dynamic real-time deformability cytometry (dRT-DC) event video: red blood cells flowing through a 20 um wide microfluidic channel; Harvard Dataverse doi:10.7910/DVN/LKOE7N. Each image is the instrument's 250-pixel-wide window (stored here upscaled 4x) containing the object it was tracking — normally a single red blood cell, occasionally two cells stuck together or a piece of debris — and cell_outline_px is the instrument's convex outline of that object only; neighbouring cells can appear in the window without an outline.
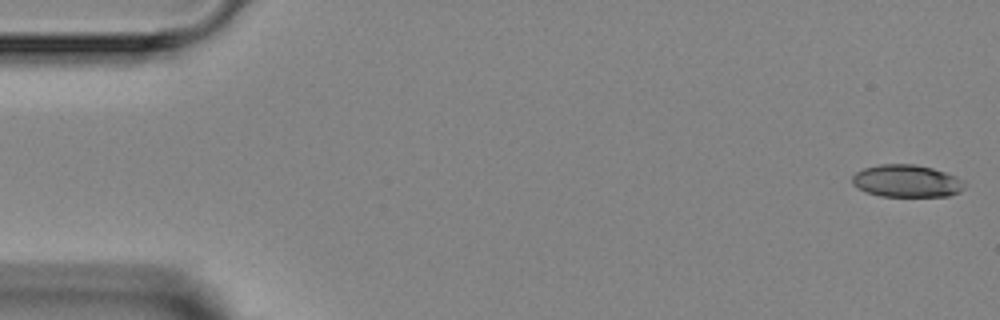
{"species": "Egyptian fruit bat (a non-hibernating species)", "species_latin": "Rousettus aegyptiacus", "temperature_condition": "room temperature", "stored_images_in_passage": 6, "camera_frame_rate_fps": 3000, "um_per_image_px": 0.085, "animal": {"sex": "female"}, "frame": {"image": 1, "passage_image": 1, "time_ms": 0.0, "image_size_px": [1000, 320], "cell_outline_px": [[964, 188], [960, 192], [948, 196], [880, 196], [864, 192], [852, 184], [852, 176], [856, 172], [864, 168], [880, 164], [912, 164], [932, 168], [956, 176], [964, 180]], "centroid_in_image_um": [77.05, 15.39], "position_along_channel_um": 7.9, "area_um2": 21.27}}
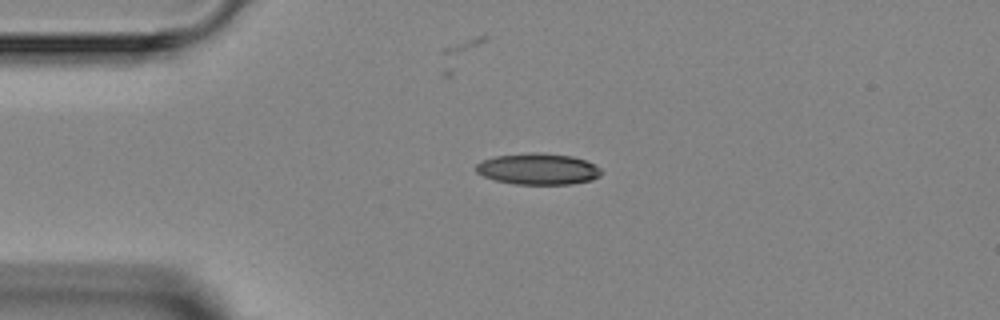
{"frame": {"image": 2, "passage_image": 4, "time_ms": 3.333, "image_size_px": [1000, 320], "cell_outline_px": [[600, 176], [592, 180], [572, 184], [516, 184], [496, 180], [484, 176], [476, 172], [476, 164], [480, 160], [496, 156], [532, 152], [540, 152], [572, 156], [584, 160], [600, 168]], "centroid_in_image_um": [45.71, 14.36], "position_along_channel_um": 39.3, "area_um2": 22.77}}
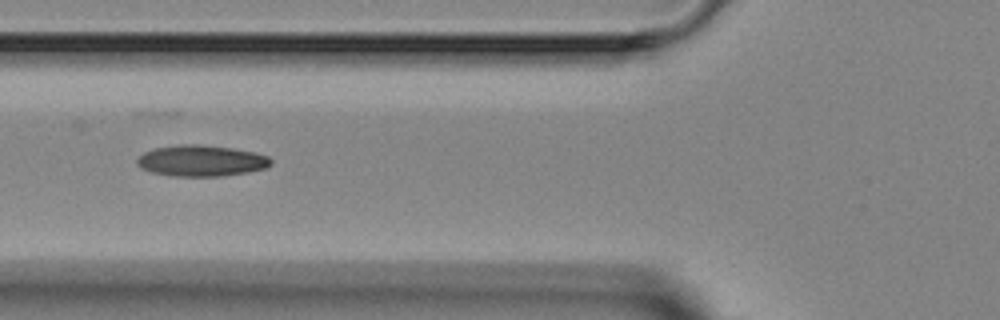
{"frame": {"image": 3, "passage_image": 6, "time_ms": 5.667, "image_size_px": [1000, 320], "cell_outline_px": [[272, 164], [268, 168], [248, 172], [220, 176], [176, 176], [152, 172], [140, 168], [136, 164], [136, 160], [144, 152], [152, 148], [180, 144], [200, 144], [232, 148], [252, 152], [268, 156], [272, 160]], "centroid_in_image_um": [17.1, 13.66], "position_along_channel_um": 108.7, "area_um2": 24.39}}